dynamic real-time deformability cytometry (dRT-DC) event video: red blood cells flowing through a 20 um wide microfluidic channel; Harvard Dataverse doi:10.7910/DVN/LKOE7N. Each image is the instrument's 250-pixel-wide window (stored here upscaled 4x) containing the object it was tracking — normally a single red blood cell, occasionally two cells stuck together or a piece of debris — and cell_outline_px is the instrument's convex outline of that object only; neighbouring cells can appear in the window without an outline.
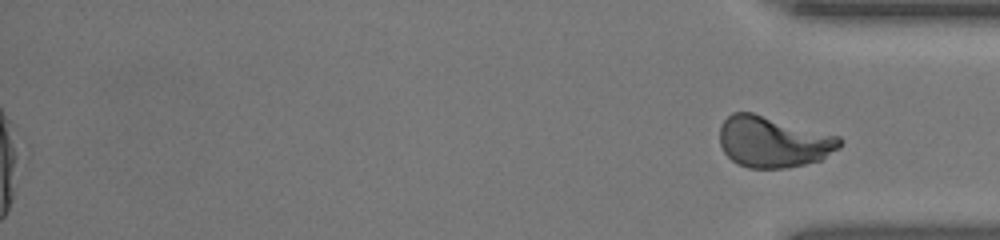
{"species": "human", "species_latin": "Homo sapiens", "temperature_condition": "room temperature", "stored_images_in_passage": 49, "segment_of_instrument_passage": [2, 2], "camera_frame_rate_fps": 3000, "um_per_image_px": 0.085, "donor": {"sex": "female"}, "frame": {"image": 1, "passage_image": 49, "time_ms": 16.0, "image_size_px": [1000, 240], "cell_outline_px": [[844, 140], [836, 148], [820, 160], [788, 168], [748, 168], [736, 164], [724, 152], [720, 144], [720, 124], [732, 112], [752, 112], [840, 136]], "centroid_in_image_um": [65.69, 12.05], "position_along_channel_um": 369.5, "area_um2": 35.72}}